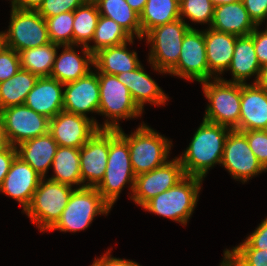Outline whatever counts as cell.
<instances>
[{"mask_svg":"<svg viewBox=\"0 0 267 266\" xmlns=\"http://www.w3.org/2000/svg\"><path fill=\"white\" fill-rule=\"evenodd\" d=\"M179 18V0H147L139 16L142 39L151 29Z\"/></svg>","mask_w":267,"mask_h":266,"instance_id":"f1b7e54d","label":"cell"},{"mask_svg":"<svg viewBox=\"0 0 267 266\" xmlns=\"http://www.w3.org/2000/svg\"><path fill=\"white\" fill-rule=\"evenodd\" d=\"M144 70L143 65L140 64L133 71L117 75L119 80L129 89L133 101L142 111L145 103L157 106L165 105L169 98Z\"/></svg>","mask_w":267,"mask_h":266,"instance_id":"44dd1931","label":"cell"},{"mask_svg":"<svg viewBox=\"0 0 267 266\" xmlns=\"http://www.w3.org/2000/svg\"><path fill=\"white\" fill-rule=\"evenodd\" d=\"M100 104V87L95 71L85 77L64 84L63 110L84 117L89 112L97 113Z\"/></svg>","mask_w":267,"mask_h":266,"instance_id":"e0dca14e","label":"cell"},{"mask_svg":"<svg viewBox=\"0 0 267 266\" xmlns=\"http://www.w3.org/2000/svg\"><path fill=\"white\" fill-rule=\"evenodd\" d=\"M126 2L140 16L147 0H126Z\"/></svg>","mask_w":267,"mask_h":266,"instance_id":"c3c4849f","label":"cell"},{"mask_svg":"<svg viewBox=\"0 0 267 266\" xmlns=\"http://www.w3.org/2000/svg\"><path fill=\"white\" fill-rule=\"evenodd\" d=\"M250 18L257 26L267 19V0H242Z\"/></svg>","mask_w":267,"mask_h":266,"instance_id":"7bdbcfd3","label":"cell"},{"mask_svg":"<svg viewBox=\"0 0 267 266\" xmlns=\"http://www.w3.org/2000/svg\"><path fill=\"white\" fill-rule=\"evenodd\" d=\"M117 131L128 143L130 160L136 176L161 167L169 161L172 141L144 122L130 135L122 128Z\"/></svg>","mask_w":267,"mask_h":266,"instance_id":"3957f363","label":"cell"},{"mask_svg":"<svg viewBox=\"0 0 267 266\" xmlns=\"http://www.w3.org/2000/svg\"><path fill=\"white\" fill-rule=\"evenodd\" d=\"M73 190L74 188L69 185L52 181L47 177L42 178L30 205L22 213L37 225L40 232L45 233L60 218Z\"/></svg>","mask_w":267,"mask_h":266,"instance_id":"9c48e42d","label":"cell"},{"mask_svg":"<svg viewBox=\"0 0 267 266\" xmlns=\"http://www.w3.org/2000/svg\"><path fill=\"white\" fill-rule=\"evenodd\" d=\"M243 241L233 249L267 250V217Z\"/></svg>","mask_w":267,"mask_h":266,"instance_id":"60d3db41","label":"cell"},{"mask_svg":"<svg viewBox=\"0 0 267 266\" xmlns=\"http://www.w3.org/2000/svg\"><path fill=\"white\" fill-rule=\"evenodd\" d=\"M99 14L113 19L133 38L142 40L139 15L127 4L126 0H93Z\"/></svg>","mask_w":267,"mask_h":266,"instance_id":"f546056e","label":"cell"},{"mask_svg":"<svg viewBox=\"0 0 267 266\" xmlns=\"http://www.w3.org/2000/svg\"><path fill=\"white\" fill-rule=\"evenodd\" d=\"M38 77L20 69L13 77L0 83V110L25 103Z\"/></svg>","mask_w":267,"mask_h":266,"instance_id":"4dcf8cb0","label":"cell"},{"mask_svg":"<svg viewBox=\"0 0 267 266\" xmlns=\"http://www.w3.org/2000/svg\"><path fill=\"white\" fill-rule=\"evenodd\" d=\"M180 18H188L194 23L208 24L210 27L214 5L211 0H179Z\"/></svg>","mask_w":267,"mask_h":266,"instance_id":"d590c367","label":"cell"},{"mask_svg":"<svg viewBox=\"0 0 267 266\" xmlns=\"http://www.w3.org/2000/svg\"><path fill=\"white\" fill-rule=\"evenodd\" d=\"M87 0H44L37 12L44 18L59 15L65 12H74Z\"/></svg>","mask_w":267,"mask_h":266,"instance_id":"f35d334b","label":"cell"},{"mask_svg":"<svg viewBox=\"0 0 267 266\" xmlns=\"http://www.w3.org/2000/svg\"><path fill=\"white\" fill-rule=\"evenodd\" d=\"M3 44L2 39L0 38V46Z\"/></svg>","mask_w":267,"mask_h":266,"instance_id":"816d5d0a","label":"cell"},{"mask_svg":"<svg viewBox=\"0 0 267 266\" xmlns=\"http://www.w3.org/2000/svg\"><path fill=\"white\" fill-rule=\"evenodd\" d=\"M203 180L197 176H185L174 187L146 202L142 208L186 225L197 206Z\"/></svg>","mask_w":267,"mask_h":266,"instance_id":"277c9868","label":"cell"},{"mask_svg":"<svg viewBox=\"0 0 267 266\" xmlns=\"http://www.w3.org/2000/svg\"><path fill=\"white\" fill-rule=\"evenodd\" d=\"M111 249L105 252L104 255H101L100 258H95L92 263L94 266H138L137 262L131 261L130 259H120L116 257H112Z\"/></svg>","mask_w":267,"mask_h":266,"instance_id":"f6af8a7d","label":"cell"},{"mask_svg":"<svg viewBox=\"0 0 267 266\" xmlns=\"http://www.w3.org/2000/svg\"><path fill=\"white\" fill-rule=\"evenodd\" d=\"M221 165L228 170L232 178L242 183L266 172L251 151L246 135L235 129L230 130L225 140Z\"/></svg>","mask_w":267,"mask_h":266,"instance_id":"7c38bea8","label":"cell"},{"mask_svg":"<svg viewBox=\"0 0 267 266\" xmlns=\"http://www.w3.org/2000/svg\"><path fill=\"white\" fill-rule=\"evenodd\" d=\"M94 71L98 75L100 87V104L98 115L107 118L99 129L118 130L119 121L139 117L142 111L133 101L129 89L116 75H108ZM111 120V121H110Z\"/></svg>","mask_w":267,"mask_h":266,"instance_id":"8992f818","label":"cell"},{"mask_svg":"<svg viewBox=\"0 0 267 266\" xmlns=\"http://www.w3.org/2000/svg\"><path fill=\"white\" fill-rule=\"evenodd\" d=\"M260 70L261 66L256 57L253 37L251 35L237 37L232 61L227 69L231 72L232 79L225 81L247 84L246 80L255 75L253 82L255 84Z\"/></svg>","mask_w":267,"mask_h":266,"instance_id":"4316f807","label":"cell"},{"mask_svg":"<svg viewBox=\"0 0 267 266\" xmlns=\"http://www.w3.org/2000/svg\"><path fill=\"white\" fill-rule=\"evenodd\" d=\"M133 41L134 38L121 45L99 50L93 55V67L100 73L116 76L133 71L141 64L136 51L127 48V45L133 44Z\"/></svg>","mask_w":267,"mask_h":266,"instance_id":"484cf974","label":"cell"},{"mask_svg":"<svg viewBox=\"0 0 267 266\" xmlns=\"http://www.w3.org/2000/svg\"><path fill=\"white\" fill-rule=\"evenodd\" d=\"M94 117H84L62 110L49 123V134L58 146L81 148L99 129Z\"/></svg>","mask_w":267,"mask_h":266,"instance_id":"9a60e30c","label":"cell"},{"mask_svg":"<svg viewBox=\"0 0 267 266\" xmlns=\"http://www.w3.org/2000/svg\"><path fill=\"white\" fill-rule=\"evenodd\" d=\"M111 207L95 187H76L57 222L48 230L77 232L87 229L97 215H108Z\"/></svg>","mask_w":267,"mask_h":266,"instance_id":"ba28073f","label":"cell"},{"mask_svg":"<svg viewBox=\"0 0 267 266\" xmlns=\"http://www.w3.org/2000/svg\"><path fill=\"white\" fill-rule=\"evenodd\" d=\"M257 26L250 35L253 37L256 57L261 68L267 66V28L263 31Z\"/></svg>","mask_w":267,"mask_h":266,"instance_id":"b9f144b4","label":"cell"},{"mask_svg":"<svg viewBox=\"0 0 267 266\" xmlns=\"http://www.w3.org/2000/svg\"><path fill=\"white\" fill-rule=\"evenodd\" d=\"M132 39L133 37L113 19L100 15L92 39L94 45H88L87 49L94 55L101 49L121 45Z\"/></svg>","mask_w":267,"mask_h":266,"instance_id":"836d02e7","label":"cell"},{"mask_svg":"<svg viewBox=\"0 0 267 266\" xmlns=\"http://www.w3.org/2000/svg\"><path fill=\"white\" fill-rule=\"evenodd\" d=\"M48 35L52 43L73 45L74 12L60 13L46 18Z\"/></svg>","mask_w":267,"mask_h":266,"instance_id":"e575fe53","label":"cell"},{"mask_svg":"<svg viewBox=\"0 0 267 266\" xmlns=\"http://www.w3.org/2000/svg\"><path fill=\"white\" fill-rule=\"evenodd\" d=\"M168 74L199 83L216 78L208 69L204 30L190 28L187 31L177 65Z\"/></svg>","mask_w":267,"mask_h":266,"instance_id":"8fae6325","label":"cell"},{"mask_svg":"<svg viewBox=\"0 0 267 266\" xmlns=\"http://www.w3.org/2000/svg\"><path fill=\"white\" fill-rule=\"evenodd\" d=\"M0 114L8 142L14 147L49 132L50 119L25 104L2 109Z\"/></svg>","mask_w":267,"mask_h":266,"instance_id":"4fadbf2b","label":"cell"},{"mask_svg":"<svg viewBox=\"0 0 267 266\" xmlns=\"http://www.w3.org/2000/svg\"><path fill=\"white\" fill-rule=\"evenodd\" d=\"M193 28L181 18L151 29L144 37L150 45L148 62L160 74H168L178 62L187 31Z\"/></svg>","mask_w":267,"mask_h":266,"instance_id":"52a82bcc","label":"cell"},{"mask_svg":"<svg viewBox=\"0 0 267 266\" xmlns=\"http://www.w3.org/2000/svg\"><path fill=\"white\" fill-rule=\"evenodd\" d=\"M57 148L58 144L49 132L16 146L17 156L28 163L43 178H46V174L52 166Z\"/></svg>","mask_w":267,"mask_h":266,"instance_id":"d4e9b609","label":"cell"},{"mask_svg":"<svg viewBox=\"0 0 267 266\" xmlns=\"http://www.w3.org/2000/svg\"><path fill=\"white\" fill-rule=\"evenodd\" d=\"M255 84L267 92V66L261 68Z\"/></svg>","mask_w":267,"mask_h":266,"instance_id":"7dc6e473","label":"cell"},{"mask_svg":"<svg viewBox=\"0 0 267 266\" xmlns=\"http://www.w3.org/2000/svg\"><path fill=\"white\" fill-rule=\"evenodd\" d=\"M16 156H17V149L12 145H10L7 149L0 152V187Z\"/></svg>","mask_w":267,"mask_h":266,"instance_id":"ee69618b","label":"cell"},{"mask_svg":"<svg viewBox=\"0 0 267 266\" xmlns=\"http://www.w3.org/2000/svg\"><path fill=\"white\" fill-rule=\"evenodd\" d=\"M231 129L202 120L186 150L177 157L186 176L204 179L210 168L221 164L225 140Z\"/></svg>","mask_w":267,"mask_h":266,"instance_id":"6da1fadb","label":"cell"},{"mask_svg":"<svg viewBox=\"0 0 267 266\" xmlns=\"http://www.w3.org/2000/svg\"><path fill=\"white\" fill-rule=\"evenodd\" d=\"M239 1H241V0H211L214 7L222 5V4L235 3V2H239Z\"/></svg>","mask_w":267,"mask_h":266,"instance_id":"f907efd6","label":"cell"},{"mask_svg":"<svg viewBox=\"0 0 267 266\" xmlns=\"http://www.w3.org/2000/svg\"><path fill=\"white\" fill-rule=\"evenodd\" d=\"M20 69L19 53L2 44L0 46V83L13 77Z\"/></svg>","mask_w":267,"mask_h":266,"instance_id":"74e56055","label":"cell"},{"mask_svg":"<svg viewBox=\"0 0 267 266\" xmlns=\"http://www.w3.org/2000/svg\"><path fill=\"white\" fill-rule=\"evenodd\" d=\"M237 37L210 27L204 29L208 69L215 77H221L220 74L229 68Z\"/></svg>","mask_w":267,"mask_h":266,"instance_id":"603a6c76","label":"cell"},{"mask_svg":"<svg viewBox=\"0 0 267 266\" xmlns=\"http://www.w3.org/2000/svg\"><path fill=\"white\" fill-rule=\"evenodd\" d=\"M80 148L58 146L52 166L54 175L48 179L69 186L84 187L80 171Z\"/></svg>","mask_w":267,"mask_h":266,"instance_id":"83f0119b","label":"cell"},{"mask_svg":"<svg viewBox=\"0 0 267 266\" xmlns=\"http://www.w3.org/2000/svg\"><path fill=\"white\" fill-rule=\"evenodd\" d=\"M256 27L257 25L250 18L242 0L214 7L210 25V28L214 30L239 37L250 35Z\"/></svg>","mask_w":267,"mask_h":266,"instance_id":"cb8c5ba5","label":"cell"},{"mask_svg":"<svg viewBox=\"0 0 267 266\" xmlns=\"http://www.w3.org/2000/svg\"><path fill=\"white\" fill-rule=\"evenodd\" d=\"M7 31L0 32L5 46L17 52L50 43L46 20L37 10H22L11 7Z\"/></svg>","mask_w":267,"mask_h":266,"instance_id":"30bf717a","label":"cell"},{"mask_svg":"<svg viewBox=\"0 0 267 266\" xmlns=\"http://www.w3.org/2000/svg\"><path fill=\"white\" fill-rule=\"evenodd\" d=\"M63 90L64 84L55 78L38 77L24 104L51 119L63 110Z\"/></svg>","mask_w":267,"mask_h":266,"instance_id":"ffe728a7","label":"cell"},{"mask_svg":"<svg viewBox=\"0 0 267 266\" xmlns=\"http://www.w3.org/2000/svg\"><path fill=\"white\" fill-rule=\"evenodd\" d=\"M74 46L62 45L63 50L59 56L57 51L50 77L55 78L60 83L66 84L76 81L92 71L93 54L87 47L81 46L83 56H80Z\"/></svg>","mask_w":267,"mask_h":266,"instance_id":"7402d4cb","label":"cell"},{"mask_svg":"<svg viewBox=\"0 0 267 266\" xmlns=\"http://www.w3.org/2000/svg\"><path fill=\"white\" fill-rule=\"evenodd\" d=\"M100 14L96 3L87 0L74 11L73 45L85 46L92 41Z\"/></svg>","mask_w":267,"mask_h":266,"instance_id":"d6a6232c","label":"cell"},{"mask_svg":"<svg viewBox=\"0 0 267 266\" xmlns=\"http://www.w3.org/2000/svg\"><path fill=\"white\" fill-rule=\"evenodd\" d=\"M61 47L62 45L50 42L42 46L18 52L21 69L27 70L37 77L50 76L57 49Z\"/></svg>","mask_w":267,"mask_h":266,"instance_id":"1f68e13d","label":"cell"},{"mask_svg":"<svg viewBox=\"0 0 267 266\" xmlns=\"http://www.w3.org/2000/svg\"><path fill=\"white\" fill-rule=\"evenodd\" d=\"M136 175L134 174L127 141L117 130H109V153L104 178L96 187L102 199L112 208L125 185L133 194Z\"/></svg>","mask_w":267,"mask_h":266,"instance_id":"7a4b0ae2","label":"cell"},{"mask_svg":"<svg viewBox=\"0 0 267 266\" xmlns=\"http://www.w3.org/2000/svg\"><path fill=\"white\" fill-rule=\"evenodd\" d=\"M223 256L227 266H267V250L226 249Z\"/></svg>","mask_w":267,"mask_h":266,"instance_id":"8d00e7d4","label":"cell"},{"mask_svg":"<svg viewBox=\"0 0 267 266\" xmlns=\"http://www.w3.org/2000/svg\"><path fill=\"white\" fill-rule=\"evenodd\" d=\"M246 137L251 151L259 163L267 171V130L242 131Z\"/></svg>","mask_w":267,"mask_h":266,"instance_id":"ab89813d","label":"cell"},{"mask_svg":"<svg viewBox=\"0 0 267 266\" xmlns=\"http://www.w3.org/2000/svg\"><path fill=\"white\" fill-rule=\"evenodd\" d=\"M44 0H11V7L22 10H38Z\"/></svg>","mask_w":267,"mask_h":266,"instance_id":"bcb514c9","label":"cell"},{"mask_svg":"<svg viewBox=\"0 0 267 266\" xmlns=\"http://www.w3.org/2000/svg\"><path fill=\"white\" fill-rule=\"evenodd\" d=\"M10 146L5 130L3 129V121L0 114V152L7 149Z\"/></svg>","mask_w":267,"mask_h":266,"instance_id":"681fc988","label":"cell"},{"mask_svg":"<svg viewBox=\"0 0 267 266\" xmlns=\"http://www.w3.org/2000/svg\"><path fill=\"white\" fill-rule=\"evenodd\" d=\"M42 178L28 163L16 156L3 180L0 192L18 201L24 212Z\"/></svg>","mask_w":267,"mask_h":266,"instance_id":"ac0fdd59","label":"cell"},{"mask_svg":"<svg viewBox=\"0 0 267 266\" xmlns=\"http://www.w3.org/2000/svg\"><path fill=\"white\" fill-rule=\"evenodd\" d=\"M185 176L180 160L175 157L161 167L137 175L131 200L143 206L153 197L174 187Z\"/></svg>","mask_w":267,"mask_h":266,"instance_id":"5bb4252c","label":"cell"},{"mask_svg":"<svg viewBox=\"0 0 267 266\" xmlns=\"http://www.w3.org/2000/svg\"><path fill=\"white\" fill-rule=\"evenodd\" d=\"M241 111L235 130H267V92L256 84H241Z\"/></svg>","mask_w":267,"mask_h":266,"instance_id":"d6986e66","label":"cell"},{"mask_svg":"<svg viewBox=\"0 0 267 266\" xmlns=\"http://www.w3.org/2000/svg\"><path fill=\"white\" fill-rule=\"evenodd\" d=\"M209 104L203 120L234 130L239 125L241 83L225 81L222 77L200 83Z\"/></svg>","mask_w":267,"mask_h":266,"instance_id":"5b68a950","label":"cell"},{"mask_svg":"<svg viewBox=\"0 0 267 266\" xmlns=\"http://www.w3.org/2000/svg\"><path fill=\"white\" fill-rule=\"evenodd\" d=\"M109 153V130L98 129L80 148V171L84 187H97L105 175Z\"/></svg>","mask_w":267,"mask_h":266,"instance_id":"2e32d148","label":"cell"}]
</instances>
